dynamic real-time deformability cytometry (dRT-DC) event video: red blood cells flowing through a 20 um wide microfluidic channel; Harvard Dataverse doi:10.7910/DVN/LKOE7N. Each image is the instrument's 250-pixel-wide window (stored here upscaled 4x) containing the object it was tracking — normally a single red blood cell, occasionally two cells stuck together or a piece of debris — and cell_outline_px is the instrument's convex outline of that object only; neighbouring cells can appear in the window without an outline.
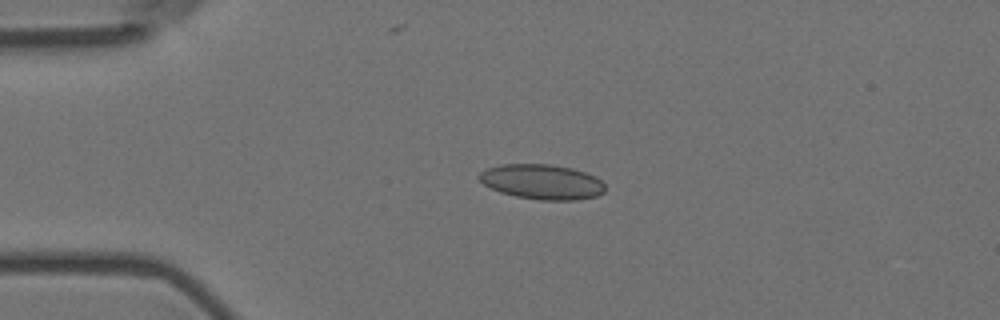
{"species": "Egyptian fruit bat (a non-hibernating species)", "species_latin": "Rousettus aegyptiacus", "temperature_condition": "room temperature", "stored_images_in_passage": 4, "camera_frame_rate_fps": 3000, "um_per_image_px": 0.085, "animal": {"sex": "female"}, "frame": {"image": 1, "passage_image": 3, "time_ms": 0.667, "image_size_px": [1000, 320], "cell_outline_px": [[604, 192], [596, 196], [576, 200], [540, 200], [516, 196], [500, 192], [484, 184], [476, 176], [480, 172], [488, 168], [500, 164], [552, 164], [572, 168], [596, 176], [604, 184]], "centroid_in_image_um": [46.06, 15.45], "position_along_channel_um": 38.9, "area_um2": 25.66}}